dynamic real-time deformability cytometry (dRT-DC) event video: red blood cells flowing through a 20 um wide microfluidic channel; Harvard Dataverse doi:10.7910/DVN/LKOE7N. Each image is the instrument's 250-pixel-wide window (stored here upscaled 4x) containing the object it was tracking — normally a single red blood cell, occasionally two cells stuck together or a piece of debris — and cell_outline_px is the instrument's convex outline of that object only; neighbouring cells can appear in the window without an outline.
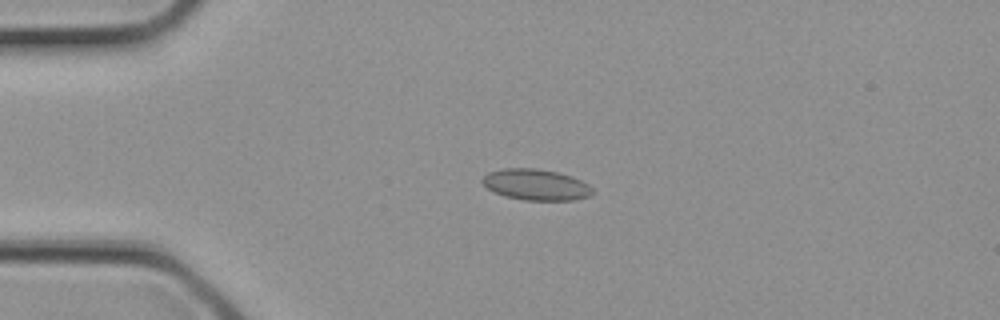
{"species": "common noctule bat (a hibernating species)", "species_latin": "Nyctalus noctula", "temperature_condition": "cold", "stored_images_in_passage": 2, "camera_frame_rate_fps": 3000, "um_per_image_px": 0.085, "animal": {"sex": "female", "body_mass_g": 21.9}, "frame": {"image": 1, "passage_image": 1, "time_ms": 0.0, "image_size_px": [1000, 320], "cell_outline_px": [[596, 192], [588, 196], [576, 200], [524, 200], [504, 196], [488, 188], [480, 180], [488, 172], [504, 168], [536, 168], [556, 172], [572, 176], [588, 184]], "centroid_in_image_um": [45.57, 15.7], "position_along_channel_um": 39.4, "area_um2": 19.94}}
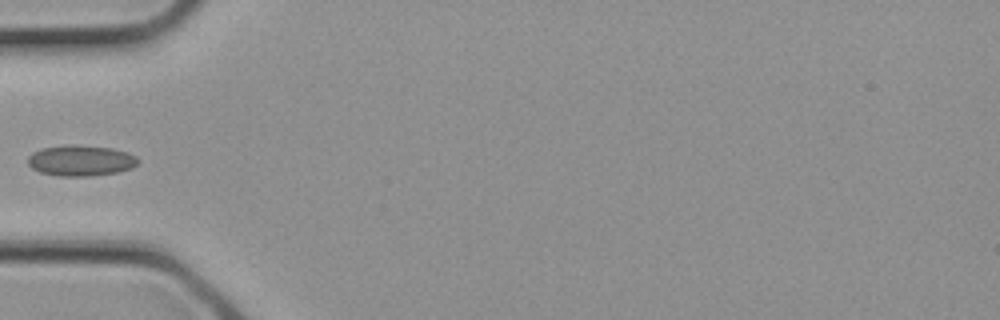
{"frame": {"image": 2, "passage_image": 2, "time_ms": 0.333, "image_size_px": [1000, 320], "cell_outline_px": [[140, 160], [132, 168], [116, 172], [92, 176], [60, 176], [40, 172], [32, 168], [28, 164], [28, 156], [32, 152], [40, 148], [72, 144], [112, 148], [128, 152], [136, 156]], "centroid_in_image_um": [6.86, 13.64], "position_along_channel_um": 78.1, "area_um2": 19.88}}